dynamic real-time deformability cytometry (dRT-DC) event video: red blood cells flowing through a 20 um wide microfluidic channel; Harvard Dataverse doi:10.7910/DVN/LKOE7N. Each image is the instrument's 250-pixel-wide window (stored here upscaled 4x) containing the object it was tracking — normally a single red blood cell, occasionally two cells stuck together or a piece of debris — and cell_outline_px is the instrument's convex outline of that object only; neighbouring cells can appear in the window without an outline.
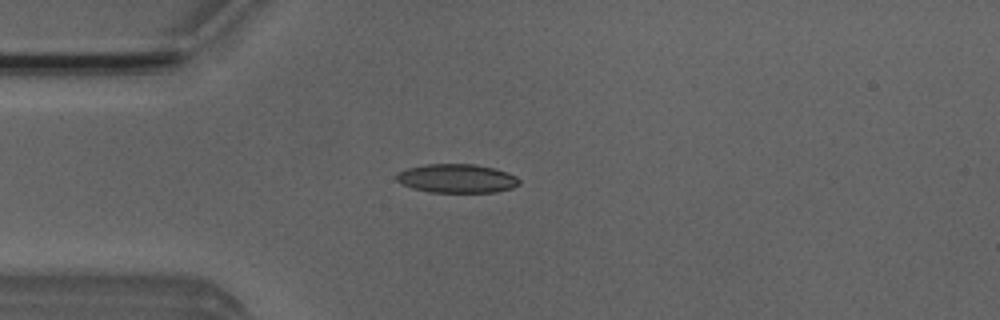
{"species": "Egyptian fruit bat (a non-hibernating species)", "species_latin": "Rousettus aegyptiacus", "temperature_condition": "room temperature", "stored_images_in_passage": 4, "camera_frame_rate_fps": 3000, "um_per_image_px": 0.085, "animal": {"sex": "male"}, "frame": {"image": 1, "passage_image": 3, "time_ms": 0.667, "image_size_px": [1000, 320], "cell_outline_px": [[520, 184], [512, 188], [496, 192], [432, 192], [412, 188], [400, 184], [396, 180], [396, 172], [408, 168], [428, 164], [476, 164], [508, 172], [516, 176], [520, 180]], "centroid_in_image_um": [38.83, 15.17], "position_along_channel_um": 46.2, "area_um2": 20.69}}